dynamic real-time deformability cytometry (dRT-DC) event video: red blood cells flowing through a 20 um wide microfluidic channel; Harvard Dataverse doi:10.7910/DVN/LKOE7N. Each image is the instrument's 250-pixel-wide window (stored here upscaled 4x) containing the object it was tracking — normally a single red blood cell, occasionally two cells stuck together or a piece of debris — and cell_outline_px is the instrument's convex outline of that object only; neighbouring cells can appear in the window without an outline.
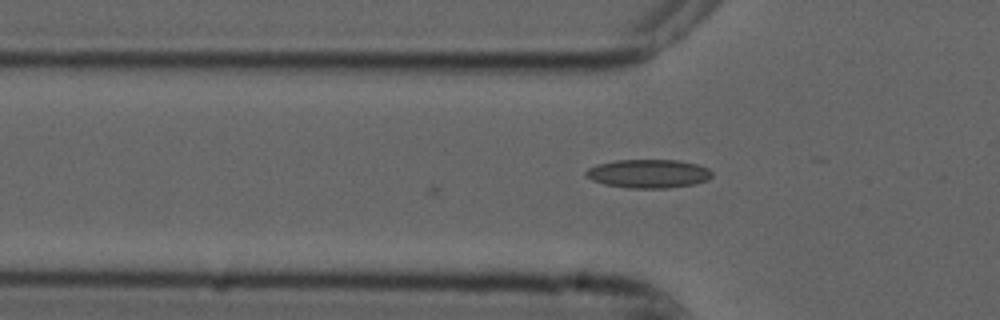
{"species": "common noctule bat (a hibernating species)", "species_latin": "Nyctalus noctula", "temperature_condition": "cold", "stored_images_in_passage": 2, "camera_frame_rate_fps": 3000, "um_per_image_px": 0.085, "animal": {"sex": "male", "forearm_length_mm": 52.5}, "frame": {"image": 1, "passage_image": 2, "time_ms": 0.333, "image_size_px": [1000, 320], "cell_outline_px": [[712, 176], [708, 180], [696, 184], [668, 188], [628, 188], [604, 184], [592, 180], [584, 176], [584, 172], [588, 168], [596, 164], [616, 160], [676, 160], [696, 164], [708, 168], [712, 172]], "centroid_in_image_um": [55.1, 14.76], "position_along_channel_um": 70.7, "area_um2": 21.21}}